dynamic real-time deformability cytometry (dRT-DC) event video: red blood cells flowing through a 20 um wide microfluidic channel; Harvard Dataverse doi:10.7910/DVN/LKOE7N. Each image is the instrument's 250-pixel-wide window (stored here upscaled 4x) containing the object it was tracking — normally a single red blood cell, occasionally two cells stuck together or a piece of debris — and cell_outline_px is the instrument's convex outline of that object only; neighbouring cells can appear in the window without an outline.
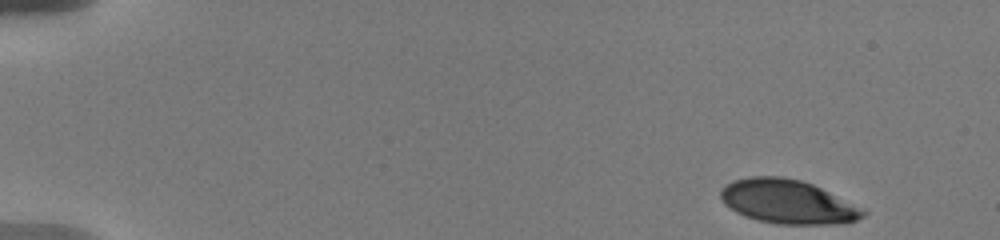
{"species": "human", "species_latin": "Homo sapiens", "temperature_condition": "warm", "stored_images_in_passage": 7, "camera_frame_rate_fps": 3000, "um_per_image_px": 0.085, "donor": {"sex": "male"}, "frame": {"image": 1, "passage_image": 1, "time_ms": 0.0, "image_size_px": [1000, 240], "cell_outline_px": [[868, 212], [864, 216], [856, 220], [836, 224], [780, 224], [756, 220], [744, 216], [736, 212], [724, 204], [720, 196], [720, 188], [724, 184], [732, 180], [748, 176], [780, 176], [800, 180], [812, 184]], "centroid_in_image_um": [66.86, 17.14], "position_along_channel_um": 18.1, "area_um2": 36.3}}
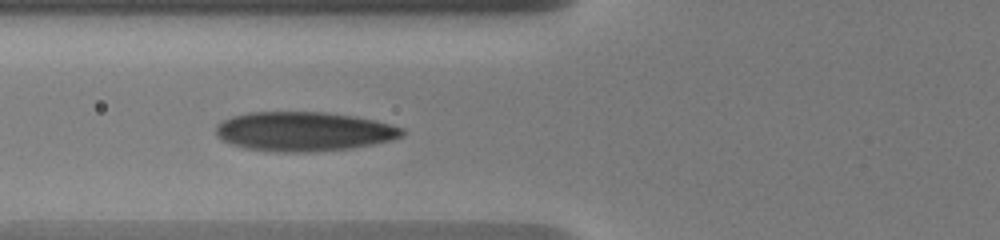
{"frame": {"image": 2, "passage_image": 6, "time_ms": 6.0, "image_size_px": [1000, 240], "cell_outline_px": [[408, 132], [404, 136], [392, 140], [372, 144], [348, 148], [304, 152], [280, 152], [244, 148], [232, 144], [216, 136], [216, 124], [232, 116], [248, 112], [324, 112], [356, 116], [376, 120], [404, 128]], "centroid_in_image_um": [25.85, 11.16], "position_along_channel_um": 99.9, "area_um2": 42.77}}
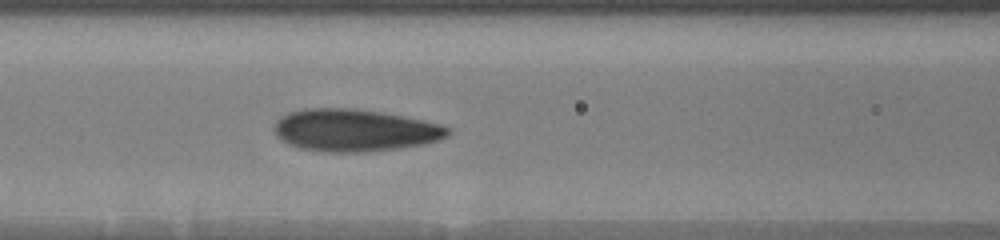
{"frame": {"image": 3, "passage_image": 7, "time_ms": 7.0, "image_size_px": [1000, 240], "cell_outline_px": [[452, 132], [448, 136], [440, 140], [424, 144], [400, 148], [364, 152], [324, 152], [300, 148], [288, 144], [276, 136], [272, 128], [276, 120], [280, 116], [288, 112], [304, 108], [352, 108], [380, 112], [404, 116], [424, 120], [440, 124], [452, 128]], "centroid_in_image_um": [30.14, 11.07], "position_along_channel_um": 136.5, "area_um2": 43.29}}